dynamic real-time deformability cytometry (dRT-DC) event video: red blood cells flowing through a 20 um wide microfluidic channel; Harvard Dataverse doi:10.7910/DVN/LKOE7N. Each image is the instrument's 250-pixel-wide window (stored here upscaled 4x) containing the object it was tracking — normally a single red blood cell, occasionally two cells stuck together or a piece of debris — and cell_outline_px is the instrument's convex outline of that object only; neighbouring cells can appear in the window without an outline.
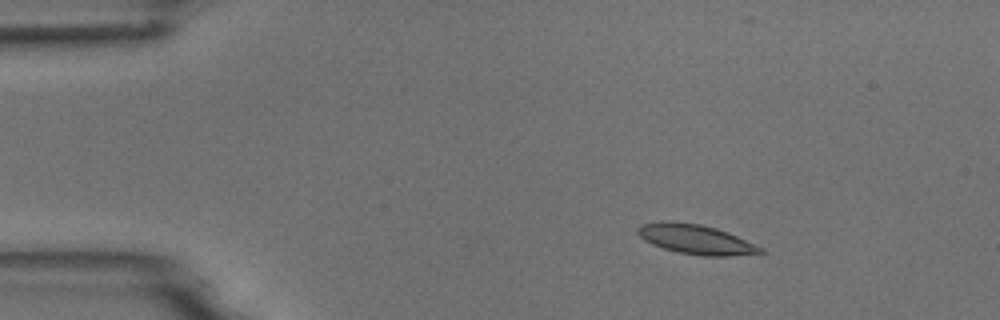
{"species": "common noctule bat (a hibernating species)", "species_latin": "Nyctalus noctula", "temperature_condition": "room temperature", "stored_images_in_passage": 5, "camera_frame_rate_fps": 3000, "um_per_image_px": 0.085, "animal": {"sex": "male", "body_mass_g": 18.8}, "frame": {"image": 1, "passage_image": 3, "time_ms": 2.333, "image_size_px": [1000, 320], "cell_outline_px": [[768, 252], [732, 256], [700, 256], [680, 252], [664, 248], [652, 244], [644, 240], [636, 232], [636, 228], [640, 224], [660, 220], [668, 220], [700, 224], [716, 228], [736, 236], [764, 248]], "centroid_in_image_um": [59.12, 20.33], "position_along_channel_um": 25.9, "area_um2": 21.33}}